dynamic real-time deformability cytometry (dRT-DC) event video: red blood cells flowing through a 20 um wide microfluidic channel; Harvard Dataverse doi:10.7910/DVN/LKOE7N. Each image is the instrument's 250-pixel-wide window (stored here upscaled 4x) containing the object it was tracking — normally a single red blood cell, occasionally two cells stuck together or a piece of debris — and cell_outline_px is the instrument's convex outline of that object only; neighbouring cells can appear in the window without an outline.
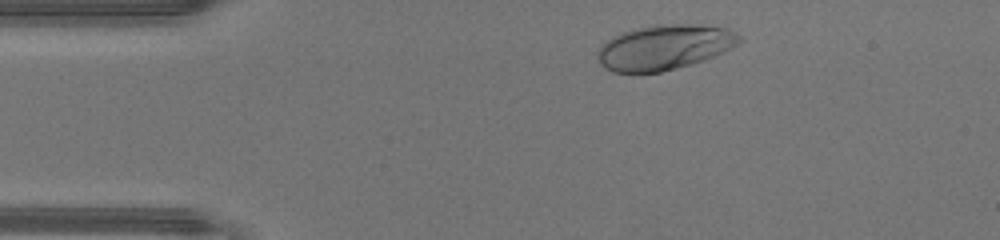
{"species": "human", "species_latin": "Homo sapiens", "temperature_condition": "warm", "stored_images_in_passage": 34, "camera_frame_rate_fps": 3000, "um_per_image_px": 0.085, "donor": {"sex": "male"}, "frame": {"image": 1, "passage_image": 3, "time_ms": 0.667, "image_size_px": [1000, 240], "cell_outline_px": [[744, 40], [704, 60], [676, 68], [660, 72], [612, 72], [604, 68], [596, 60], [596, 52], [600, 44], [604, 40], [612, 36], [632, 28], [652, 24], [688, 24], [728, 28], [740, 36]], "centroid_in_image_um": [56.37, 4.0], "position_along_channel_um": 28.6, "area_um2": 37.4}}
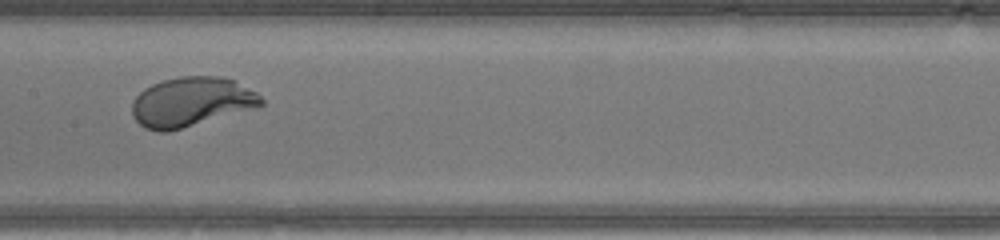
{"frame": {"image": 2, "passage_image": 18, "time_ms": 5.667, "image_size_px": [1000, 240], "cell_outline_px": [[264, 104], [256, 108], [168, 132], [160, 132], [144, 128], [132, 116], [132, 100], [144, 88], [152, 84], [164, 80], [180, 76], [220, 76], [236, 80], [256, 92], [264, 100]], "centroid_in_image_um": [16.27, 8.66], "position_along_channel_um": 191.1, "area_um2": 37.45}}
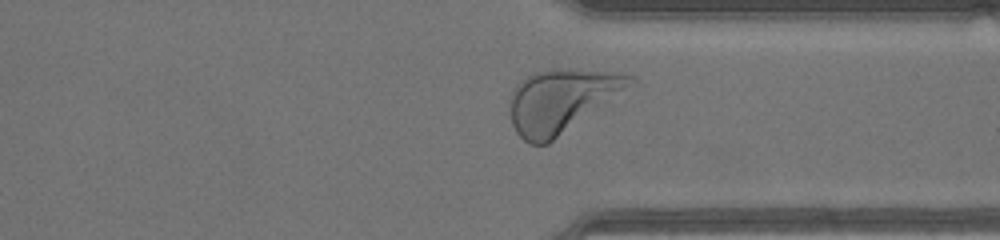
{"frame": {"image": 3, "passage_image": 30, "time_ms": 9.667, "image_size_px": [1000, 240], "cell_outline_px": [[636, 80], [548, 144], [532, 144], [524, 140], [516, 132], [512, 124], [508, 104], [508, 100], [512, 88], [520, 80], [532, 72], [560, 68], [568, 68], [624, 72], [632, 76]], "centroid_in_image_um": [47.62, 8.51], "position_along_channel_um": 363.8, "area_um2": 43.81}, "authors_computed_cell_mechanics": {"area_um2": 36.6741, "velocity_mm_per_s": 4.3429, "shape_relaxation_time_tau1_ms": 1.7275, "shape_relaxation_time_tau2_ms": null, "deformation_change_tau1": 0.1883, "deformation_change_tau2": null}}